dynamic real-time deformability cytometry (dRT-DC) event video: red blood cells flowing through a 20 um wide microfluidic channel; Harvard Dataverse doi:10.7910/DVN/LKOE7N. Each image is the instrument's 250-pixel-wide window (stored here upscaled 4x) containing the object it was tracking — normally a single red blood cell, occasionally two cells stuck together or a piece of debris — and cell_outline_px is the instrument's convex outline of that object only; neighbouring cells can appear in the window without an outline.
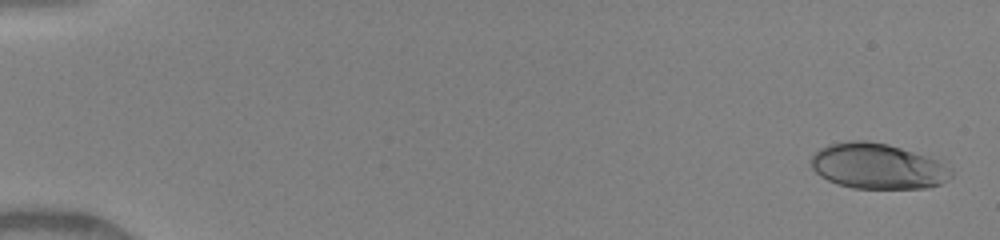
{"species": "human", "species_latin": "Homo sapiens", "temperature_condition": "warm", "stored_images_in_passage": 48, "camera_frame_rate_fps": 3000, "um_per_image_px": 0.085, "donor": {"sex": "female"}, "frame": {"image": 1, "passage_image": 1, "time_ms": 0.0, "image_size_px": [1000, 240], "cell_outline_px": [[952, 176], [940, 184], [928, 188], [852, 188], [836, 184], [820, 176], [812, 168], [812, 156], [820, 148], [828, 144], [848, 140], [868, 140], [888, 144], [936, 160], [952, 168]], "centroid_in_image_um": [74.57, 14.13], "position_along_channel_um": 10.4, "area_um2": 37.05}}
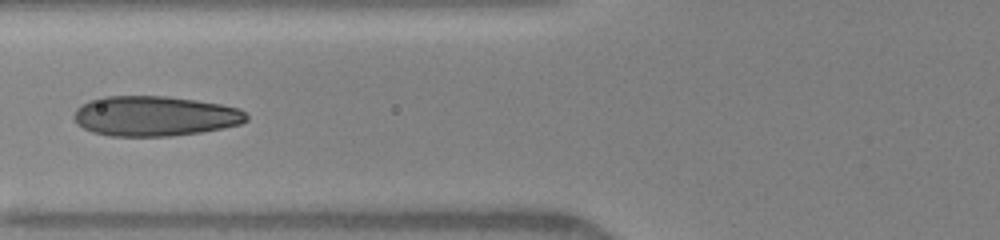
{"frame": {"image": 2, "passage_image": 20, "time_ms": 6.333, "image_size_px": [1000, 240], "cell_outline_px": [[248, 120], [240, 124], [200, 132], [172, 136], [108, 136], [92, 132], [76, 124], [72, 116], [76, 108], [88, 100], [104, 96], [168, 96], [196, 100], [220, 104], [240, 108], [248, 116]], "centroid_in_image_um": [13.11, 9.86], "position_along_channel_um": 112.7, "area_um2": 40.52}}
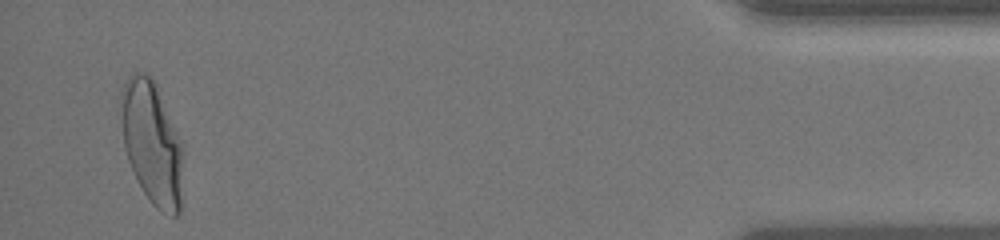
{"frame": {"image": 3, "passage_image": 47, "time_ms": 15.333, "image_size_px": [1000, 240], "cell_outline_px": [[184, 148], [180, 212], [176, 216], [172, 216], [160, 212], [152, 204], [144, 192], [128, 160], [124, 148], [120, 96], [120, 92], [128, 76], [132, 72], [144, 72], [152, 76], [156, 84], [184, 144]], "centroid_in_image_um": [12.95, 12.12], "position_along_channel_um": 422.3, "area_um2": 45.08}, "authors_computed_cell_mechanics": {"area_um2": 39.015, "velocity_mm_per_s": 4.1738, "shape_relaxation_time_tau1_ms": 4.0128, "shape_relaxation_time_tau2_ms": null, "deformation_change_tau1": 0.2084, "deformation_change_tau2": null}}